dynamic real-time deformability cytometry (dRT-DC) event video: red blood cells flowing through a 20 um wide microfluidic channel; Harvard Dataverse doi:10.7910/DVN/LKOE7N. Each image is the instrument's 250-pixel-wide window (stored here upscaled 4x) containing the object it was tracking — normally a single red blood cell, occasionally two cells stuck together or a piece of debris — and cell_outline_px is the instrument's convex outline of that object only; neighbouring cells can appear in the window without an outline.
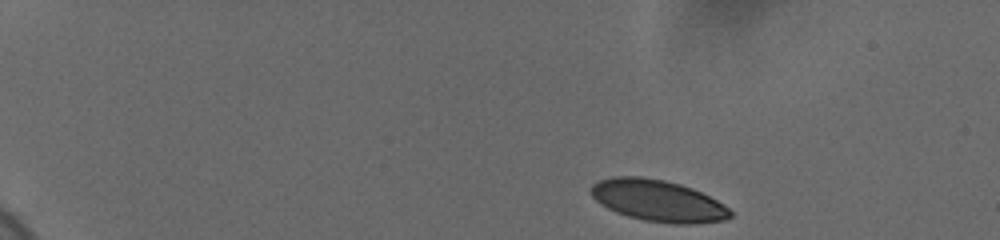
{"species": "human", "species_latin": "Homo sapiens", "temperature_condition": "cold", "stored_images_in_passage": 49, "camera_frame_rate_fps": 3000, "um_per_image_px": 0.085, "donor": {"sex": "female"}, "frame": {"image": 1, "passage_image": 1, "time_ms": 0.0, "image_size_px": [1000, 240], "cell_outline_px": [[732, 216], [724, 220], [692, 224], [672, 224], [644, 220], [628, 216], [616, 212], [600, 204], [592, 196], [592, 184], [600, 180], [612, 176], [640, 176], [664, 180], [680, 184], [692, 188], [716, 200], [728, 208], [732, 212]], "centroid_in_image_um": [55.92, 17.06], "position_along_channel_um": 29.1, "area_um2": 33.58}}
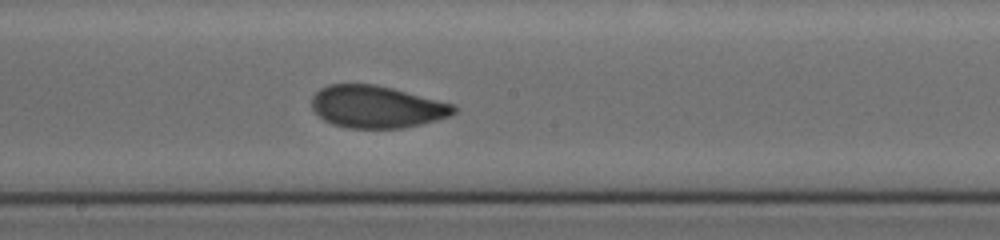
{"frame": {"image": 2, "passage_image": 26, "time_ms": 8.333, "image_size_px": [1000, 240], "cell_outline_px": [[456, 112], [448, 116], [436, 120], [404, 128], [348, 128], [332, 124], [324, 120], [312, 108], [312, 96], [320, 88], [328, 84], [376, 84], [392, 88], [452, 104], [456, 108]], "centroid_in_image_um": [31.98, 9.08], "position_along_channel_um": 216.2, "area_um2": 34.74}}
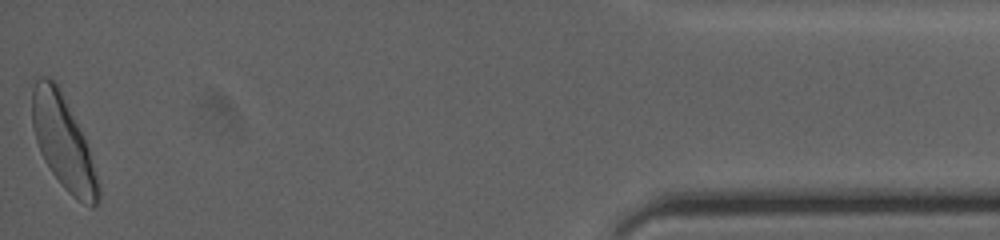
{"frame": {"image": 3, "passage_image": 49, "time_ms": 16.0, "image_size_px": [1000, 240], "cell_outline_px": [[100, 200], [92, 208], [84, 204], [72, 196], [64, 188], [52, 172], [44, 160], [40, 152], [36, 140], [32, 124], [32, 88], [36, 80], [40, 76], [48, 76], [56, 84], [84, 136], [100, 184]], "centroid_in_image_um": [5.38, 12.15], "position_along_channel_um": 429.8, "area_um2": 35.43}, "authors_computed_cell_mechanics": {"area_um2": 34.391, "velocity_mm_per_s": 3.6708, "shape_relaxation_time_tau1_ms": 3.7458, "shape_relaxation_time_tau2_ms": 1.3687, "deformation_change_tau1": 0.1378, "deformation_change_tau2": 0.0498}}